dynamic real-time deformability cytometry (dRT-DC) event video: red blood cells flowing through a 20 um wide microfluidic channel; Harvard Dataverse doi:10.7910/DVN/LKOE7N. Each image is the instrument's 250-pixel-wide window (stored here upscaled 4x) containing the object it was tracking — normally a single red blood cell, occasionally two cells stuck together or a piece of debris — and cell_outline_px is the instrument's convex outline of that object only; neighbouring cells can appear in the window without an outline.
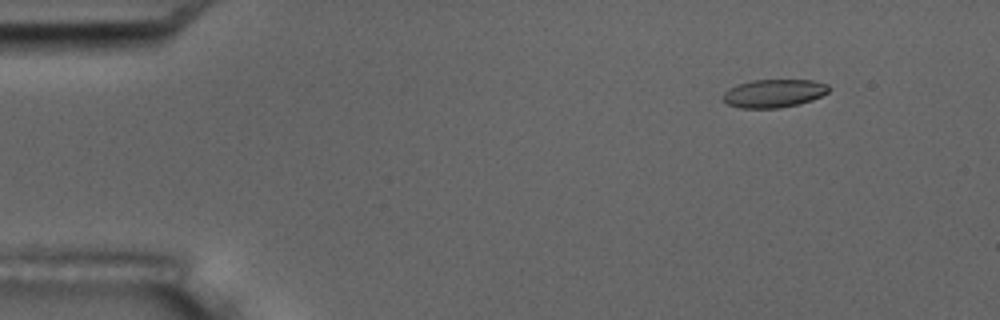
{"species": "common noctule bat (a hibernating species)", "species_latin": "Nyctalus noctula", "temperature_condition": "room temperature", "stored_images_in_passage": 5, "camera_frame_rate_fps": 3000, "um_per_image_px": 0.085, "animal": {"sex": "male", "body_mass_g": 17.5, "forearm_length_mm": 52.3}, "frame": {"image": 1, "passage_image": 2, "time_ms": 1.0, "image_size_px": [1000, 320], "cell_outline_px": [[832, 88], [828, 92], [812, 100], [800, 104], [780, 108], [740, 108], [728, 104], [724, 100], [724, 92], [728, 88], [736, 84], [752, 80], [812, 80], [828, 84]], "centroid_in_image_um": [65.8, 7.93], "position_along_channel_um": 19.2, "area_um2": 17.51}}
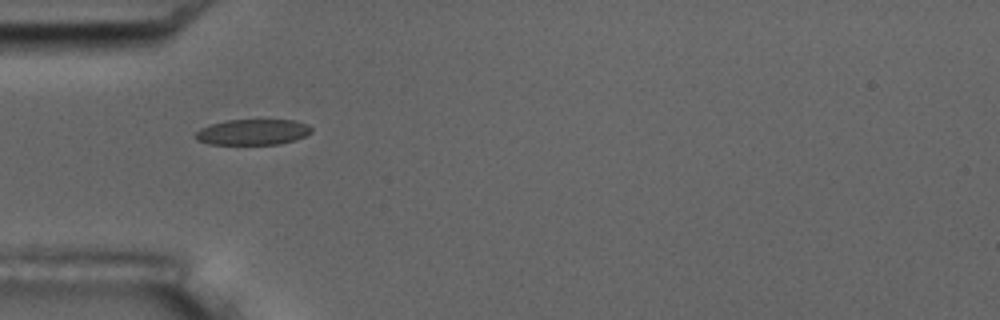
{"frame": {"image": 2, "passage_image": 5, "time_ms": 4.667, "image_size_px": [1000, 320], "cell_outline_px": [[312, 132], [304, 136], [292, 140], [276, 144], [208, 144], [196, 140], [192, 136], [200, 128], [208, 124], [224, 120], [296, 120], [308, 124], [312, 128]], "centroid_in_image_um": [21.42, 11.21], "position_along_channel_um": 63.6, "area_um2": 17.51}}